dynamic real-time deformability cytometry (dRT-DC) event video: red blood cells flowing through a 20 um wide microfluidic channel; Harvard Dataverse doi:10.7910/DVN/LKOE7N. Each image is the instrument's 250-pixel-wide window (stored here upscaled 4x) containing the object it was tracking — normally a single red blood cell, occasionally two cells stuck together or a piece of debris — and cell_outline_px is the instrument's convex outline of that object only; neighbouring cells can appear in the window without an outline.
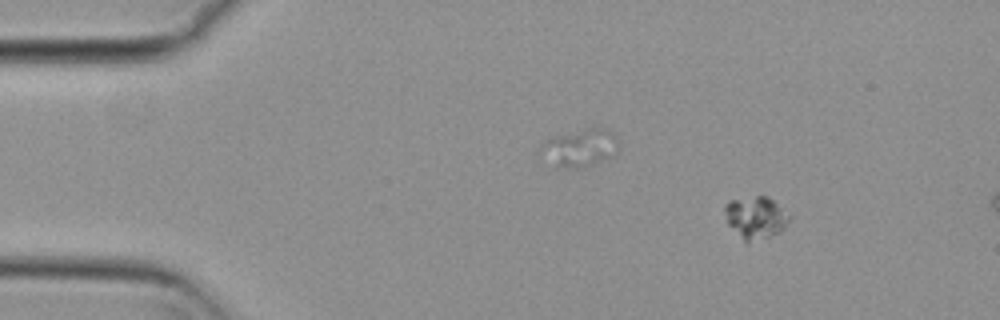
{"species": "common noctule bat (a hibernating species)", "species_latin": "Nyctalus noctula", "temperature_condition": "cold", "stored_images_in_passage": 7, "camera_frame_rate_fps": 3000, "um_per_image_px": 0.085, "animal": {"sex": "female", "body_mass_g": 29.2, "forearm_length_mm": 56.3}, "frame": {"image": 1, "passage_image": 1, "time_ms": 0.0, "image_size_px": [1000, 320], "cell_outline_px": [[792, 216], [784, 228], [780, 232], [748, 244], [728, 224], [724, 208], [724, 204], [728, 200], [756, 196], [768, 196], [792, 212]], "centroid_in_image_um": [64.29, 18.47], "position_along_channel_um": 20.7, "area_um2": 16.3}}